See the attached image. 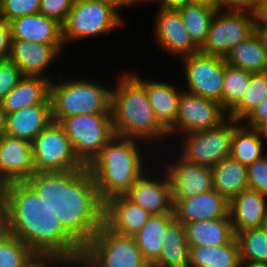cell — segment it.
Masks as SVG:
<instances>
[{
    "label": "cell",
    "mask_w": 267,
    "mask_h": 267,
    "mask_svg": "<svg viewBox=\"0 0 267 267\" xmlns=\"http://www.w3.org/2000/svg\"><path fill=\"white\" fill-rule=\"evenodd\" d=\"M124 18L112 5L100 0H75L62 24L65 46L88 37L110 34L112 30L124 27Z\"/></svg>",
    "instance_id": "6"
},
{
    "label": "cell",
    "mask_w": 267,
    "mask_h": 267,
    "mask_svg": "<svg viewBox=\"0 0 267 267\" xmlns=\"http://www.w3.org/2000/svg\"><path fill=\"white\" fill-rule=\"evenodd\" d=\"M159 8L167 10H178L181 7L193 4L194 0H158Z\"/></svg>",
    "instance_id": "47"
},
{
    "label": "cell",
    "mask_w": 267,
    "mask_h": 267,
    "mask_svg": "<svg viewBox=\"0 0 267 267\" xmlns=\"http://www.w3.org/2000/svg\"><path fill=\"white\" fill-rule=\"evenodd\" d=\"M264 141L259 129L234 120L229 156L248 167L266 155Z\"/></svg>",
    "instance_id": "28"
},
{
    "label": "cell",
    "mask_w": 267,
    "mask_h": 267,
    "mask_svg": "<svg viewBox=\"0 0 267 267\" xmlns=\"http://www.w3.org/2000/svg\"><path fill=\"white\" fill-rule=\"evenodd\" d=\"M250 72L225 62L222 88V107L229 113L241 100L248 88Z\"/></svg>",
    "instance_id": "36"
},
{
    "label": "cell",
    "mask_w": 267,
    "mask_h": 267,
    "mask_svg": "<svg viewBox=\"0 0 267 267\" xmlns=\"http://www.w3.org/2000/svg\"><path fill=\"white\" fill-rule=\"evenodd\" d=\"M186 92L217 101L222 106L225 59L201 52L181 58Z\"/></svg>",
    "instance_id": "12"
},
{
    "label": "cell",
    "mask_w": 267,
    "mask_h": 267,
    "mask_svg": "<svg viewBox=\"0 0 267 267\" xmlns=\"http://www.w3.org/2000/svg\"><path fill=\"white\" fill-rule=\"evenodd\" d=\"M255 23H267V0H261Z\"/></svg>",
    "instance_id": "50"
},
{
    "label": "cell",
    "mask_w": 267,
    "mask_h": 267,
    "mask_svg": "<svg viewBox=\"0 0 267 267\" xmlns=\"http://www.w3.org/2000/svg\"><path fill=\"white\" fill-rule=\"evenodd\" d=\"M5 184L2 182V180L0 179V191H2L4 189Z\"/></svg>",
    "instance_id": "57"
},
{
    "label": "cell",
    "mask_w": 267,
    "mask_h": 267,
    "mask_svg": "<svg viewBox=\"0 0 267 267\" xmlns=\"http://www.w3.org/2000/svg\"><path fill=\"white\" fill-rule=\"evenodd\" d=\"M151 216L125 195L114 196L104 202L103 224L116 234L134 236Z\"/></svg>",
    "instance_id": "19"
},
{
    "label": "cell",
    "mask_w": 267,
    "mask_h": 267,
    "mask_svg": "<svg viewBox=\"0 0 267 267\" xmlns=\"http://www.w3.org/2000/svg\"><path fill=\"white\" fill-rule=\"evenodd\" d=\"M254 33L257 35L267 52V23H255Z\"/></svg>",
    "instance_id": "48"
},
{
    "label": "cell",
    "mask_w": 267,
    "mask_h": 267,
    "mask_svg": "<svg viewBox=\"0 0 267 267\" xmlns=\"http://www.w3.org/2000/svg\"><path fill=\"white\" fill-rule=\"evenodd\" d=\"M229 217L234 234L267 224V196L245 189L229 202Z\"/></svg>",
    "instance_id": "22"
},
{
    "label": "cell",
    "mask_w": 267,
    "mask_h": 267,
    "mask_svg": "<svg viewBox=\"0 0 267 267\" xmlns=\"http://www.w3.org/2000/svg\"><path fill=\"white\" fill-rule=\"evenodd\" d=\"M25 182L44 199L82 248L103 225L104 202L88 167L69 172H35Z\"/></svg>",
    "instance_id": "1"
},
{
    "label": "cell",
    "mask_w": 267,
    "mask_h": 267,
    "mask_svg": "<svg viewBox=\"0 0 267 267\" xmlns=\"http://www.w3.org/2000/svg\"><path fill=\"white\" fill-rule=\"evenodd\" d=\"M227 118L228 113L219 102L183 90L178 101L175 134L208 130Z\"/></svg>",
    "instance_id": "13"
},
{
    "label": "cell",
    "mask_w": 267,
    "mask_h": 267,
    "mask_svg": "<svg viewBox=\"0 0 267 267\" xmlns=\"http://www.w3.org/2000/svg\"><path fill=\"white\" fill-rule=\"evenodd\" d=\"M111 92V87L88 79L51 81L52 120L59 123L71 115L111 113Z\"/></svg>",
    "instance_id": "5"
},
{
    "label": "cell",
    "mask_w": 267,
    "mask_h": 267,
    "mask_svg": "<svg viewBox=\"0 0 267 267\" xmlns=\"http://www.w3.org/2000/svg\"><path fill=\"white\" fill-rule=\"evenodd\" d=\"M248 188L267 196V154L247 167Z\"/></svg>",
    "instance_id": "40"
},
{
    "label": "cell",
    "mask_w": 267,
    "mask_h": 267,
    "mask_svg": "<svg viewBox=\"0 0 267 267\" xmlns=\"http://www.w3.org/2000/svg\"><path fill=\"white\" fill-rule=\"evenodd\" d=\"M22 78L20 69L10 58L0 60V102Z\"/></svg>",
    "instance_id": "39"
},
{
    "label": "cell",
    "mask_w": 267,
    "mask_h": 267,
    "mask_svg": "<svg viewBox=\"0 0 267 267\" xmlns=\"http://www.w3.org/2000/svg\"><path fill=\"white\" fill-rule=\"evenodd\" d=\"M239 245L234 236L219 246L190 247L189 267H239Z\"/></svg>",
    "instance_id": "31"
},
{
    "label": "cell",
    "mask_w": 267,
    "mask_h": 267,
    "mask_svg": "<svg viewBox=\"0 0 267 267\" xmlns=\"http://www.w3.org/2000/svg\"><path fill=\"white\" fill-rule=\"evenodd\" d=\"M216 11L211 7L197 3L178 9L191 39L199 48L206 41L209 25Z\"/></svg>",
    "instance_id": "33"
},
{
    "label": "cell",
    "mask_w": 267,
    "mask_h": 267,
    "mask_svg": "<svg viewBox=\"0 0 267 267\" xmlns=\"http://www.w3.org/2000/svg\"><path fill=\"white\" fill-rule=\"evenodd\" d=\"M59 124L71 140L76 156L86 167L115 135L111 113L71 115Z\"/></svg>",
    "instance_id": "7"
},
{
    "label": "cell",
    "mask_w": 267,
    "mask_h": 267,
    "mask_svg": "<svg viewBox=\"0 0 267 267\" xmlns=\"http://www.w3.org/2000/svg\"><path fill=\"white\" fill-rule=\"evenodd\" d=\"M41 0H0V18L9 23L15 18L39 12Z\"/></svg>",
    "instance_id": "38"
},
{
    "label": "cell",
    "mask_w": 267,
    "mask_h": 267,
    "mask_svg": "<svg viewBox=\"0 0 267 267\" xmlns=\"http://www.w3.org/2000/svg\"><path fill=\"white\" fill-rule=\"evenodd\" d=\"M142 146L138 139L114 135L88 166L103 202L124 195L149 170Z\"/></svg>",
    "instance_id": "4"
},
{
    "label": "cell",
    "mask_w": 267,
    "mask_h": 267,
    "mask_svg": "<svg viewBox=\"0 0 267 267\" xmlns=\"http://www.w3.org/2000/svg\"><path fill=\"white\" fill-rule=\"evenodd\" d=\"M75 0H41L39 12L63 24Z\"/></svg>",
    "instance_id": "41"
},
{
    "label": "cell",
    "mask_w": 267,
    "mask_h": 267,
    "mask_svg": "<svg viewBox=\"0 0 267 267\" xmlns=\"http://www.w3.org/2000/svg\"><path fill=\"white\" fill-rule=\"evenodd\" d=\"M51 81L44 77L23 76L18 84L3 99L6 113H13L27 106L51 104Z\"/></svg>",
    "instance_id": "25"
},
{
    "label": "cell",
    "mask_w": 267,
    "mask_h": 267,
    "mask_svg": "<svg viewBox=\"0 0 267 267\" xmlns=\"http://www.w3.org/2000/svg\"><path fill=\"white\" fill-rule=\"evenodd\" d=\"M131 74L146 88L158 122L168 131L169 137L174 136L178 101L182 90H178L173 83L141 79L136 73L131 72Z\"/></svg>",
    "instance_id": "21"
},
{
    "label": "cell",
    "mask_w": 267,
    "mask_h": 267,
    "mask_svg": "<svg viewBox=\"0 0 267 267\" xmlns=\"http://www.w3.org/2000/svg\"><path fill=\"white\" fill-rule=\"evenodd\" d=\"M150 170L153 169L146 170L124 195L151 215L174 213L171 183L167 172L161 168L157 170H163L161 175L159 173L156 177Z\"/></svg>",
    "instance_id": "14"
},
{
    "label": "cell",
    "mask_w": 267,
    "mask_h": 267,
    "mask_svg": "<svg viewBox=\"0 0 267 267\" xmlns=\"http://www.w3.org/2000/svg\"><path fill=\"white\" fill-rule=\"evenodd\" d=\"M64 46L65 44H41L25 40H11L9 58L20 69L23 76L44 77L53 81L44 74L51 63L59 55H62Z\"/></svg>",
    "instance_id": "17"
},
{
    "label": "cell",
    "mask_w": 267,
    "mask_h": 267,
    "mask_svg": "<svg viewBox=\"0 0 267 267\" xmlns=\"http://www.w3.org/2000/svg\"><path fill=\"white\" fill-rule=\"evenodd\" d=\"M7 113L0 102V137L6 132Z\"/></svg>",
    "instance_id": "52"
},
{
    "label": "cell",
    "mask_w": 267,
    "mask_h": 267,
    "mask_svg": "<svg viewBox=\"0 0 267 267\" xmlns=\"http://www.w3.org/2000/svg\"><path fill=\"white\" fill-rule=\"evenodd\" d=\"M261 0H220L219 10L257 15Z\"/></svg>",
    "instance_id": "42"
},
{
    "label": "cell",
    "mask_w": 267,
    "mask_h": 267,
    "mask_svg": "<svg viewBox=\"0 0 267 267\" xmlns=\"http://www.w3.org/2000/svg\"><path fill=\"white\" fill-rule=\"evenodd\" d=\"M175 158L163 166L170 179L172 199H188L212 189V168L189 163L179 155Z\"/></svg>",
    "instance_id": "16"
},
{
    "label": "cell",
    "mask_w": 267,
    "mask_h": 267,
    "mask_svg": "<svg viewBox=\"0 0 267 267\" xmlns=\"http://www.w3.org/2000/svg\"><path fill=\"white\" fill-rule=\"evenodd\" d=\"M175 218L183 225L229 217V202L215 189L188 199H172Z\"/></svg>",
    "instance_id": "20"
},
{
    "label": "cell",
    "mask_w": 267,
    "mask_h": 267,
    "mask_svg": "<svg viewBox=\"0 0 267 267\" xmlns=\"http://www.w3.org/2000/svg\"><path fill=\"white\" fill-rule=\"evenodd\" d=\"M36 172L31 143L7 134L0 137V179L24 182Z\"/></svg>",
    "instance_id": "18"
},
{
    "label": "cell",
    "mask_w": 267,
    "mask_h": 267,
    "mask_svg": "<svg viewBox=\"0 0 267 267\" xmlns=\"http://www.w3.org/2000/svg\"><path fill=\"white\" fill-rule=\"evenodd\" d=\"M154 17V39L167 54L182 58L200 52V48L191 39L178 10L158 7Z\"/></svg>",
    "instance_id": "15"
},
{
    "label": "cell",
    "mask_w": 267,
    "mask_h": 267,
    "mask_svg": "<svg viewBox=\"0 0 267 267\" xmlns=\"http://www.w3.org/2000/svg\"><path fill=\"white\" fill-rule=\"evenodd\" d=\"M194 3L202 4L215 10H219L220 0H194Z\"/></svg>",
    "instance_id": "53"
},
{
    "label": "cell",
    "mask_w": 267,
    "mask_h": 267,
    "mask_svg": "<svg viewBox=\"0 0 267 267\" xmlns=\"http://www.w3.org/2000/svg\"><path fill=\"white\" fill-rule=\"evenodd\" d=\"M35 254L19 238L8 233L0 238V267H23Z\"/></svg>",
    "instance_id": "37"
},
{
    "label": "cell",
    "mask_w": 267,
    "mask_h": 267,
    "mask_svg": "<svg viewBox=\"0 0 267 267\" xmlns=\"http://www.w3.org/2000/svg\"><path fill=\"white\" fill-rule=\"evenodd\" d=\"M111 92V117L115 135L135 138L144 144L168 138L158 122L146 88L129 72L121 74ZM115 89V90H114ZM156 141V142H155Z\"/></svg>",
    "instance_id": "3"
},
{
    "label": "cell",
    "mask_w": 267,
    "mask_h": 267,
    "mask_svg": "<svg viewBox=\"0 0 267 267\" xmlns=\"http://www.w3.org/2000/svg\"><path fill=\"white\" fill-rule=\"evenodd\" d=\"M255 21L256 16L250 13L217 10L200 52L225 58L233 47L254 33Z\"/></svg>",
    "instance_id": "11"
},
{
    "label": "cell",
    "mask_w": 267,
    "mask_h": 267,
    "mask_svg": "<svg viewBox=\"0 0 267 267\" xmlns=\"http://www.w3.org/2000/svg\"><path fill=\"white\" fill-rule=\"evenodd\" d=\"M142 1H143V2H144V1H145V2H146V1H153V2H154V1H158V0H135V4H136V5H137V4H140V2H142Z\"/></svg>",
    "instance_id": "56"
},
{
    "label": "cell",
    "mask_w": 267,
    "mask_h": 267,
    "mask_svg": "<svg viewBox=\"0 0 267 267\" xmlns=\"http://www.w3.org/2000/svg\"><path fill=\"white\" fill-rule=\"evenodd\" d=\"M69 267L63 259L50 254H35L23 267Z\"/></svg>",
    "instance_id": "43"
},
{
    "label": "cell",
    "mask_w": 267,
    "mask_h": 267,
    "mask_svg": "<svg viewBox=\"0 0 267 267\" xmlns=\"http://www.w3.org/2000/svg\"><path fill=\"white\" fill-rule=\"evenodd\" d=\"M266 122H267V96L251 112V114L243 121V123L248 127L259 129Z\"/></svg>",
    "instance_id": "44"
},
{
    "label": "cell",
    "mask_w": 267,
    "mask_h": 267,
    "mask_svg": "<svg viewBox=\"0 0 267 267\" xmlns=\"http://www.w3.org/2000/svg\"><path fill=\"white\" fill-rule=\"evenodd\" d=\"M7 234V203L4 191H0V238Z\"/></svg>",
    "instance_id": "46"
},
{
    "label": "cell",
    "mask_w": 267,
    "mask_h": 267,
    "mask_svg": "<svg viewBox=\"0 0 267 267\" xmlns=\"http://www.w3.org/2000/svg\"><path fill=\"white\" fill-rule=\"evenodd\" d=\"M100 1H103L105 3L112 5L119 12L124 7H127V6L132 7V6L136 5L135 0H100Z\"/></svg>",
    "instance_id": "49"
},
{
    "label": "cell",
    "mask_w": 267,
    "mask_h": 267,
    "mask_svg": "<svg viewBox=\"0 0 267 267\" xmlns=\"http://www.w3.org/2000/svg\"><path fill=\"white\" fill-rule=\"evenodd\" d=\"M11 40H25L41 44H64L62 24L38 12L9 22Z\"/></svg>",
    "instance_id": "23"
},
{
    "label": "cell",
    "mask_w": 267,
    "mask_h": 267,
    "mask_svg": "<svg viewBox=\"0 0 267 267\" xmlns=\"http://www.w3.org/2000/svg\"><path fill=\"white\" fill-rule=\"evenodd\" d=\"M240 102L228 117L243 122L267 96V72L250 73L249 84Z\"/></svg>",
    "instance_id": "34"
},
{
    "label": "cell",
    "mask_w": 267,
    "mask_h": 267,
    "mask_svg": "<svg viewBox=\"0 0 267 267\" xmlns=\"http://www.w3.org/2000/svg\"><path fill=\"white\" fill-rule=\"evenodd\" d=\"M189 254L185 226L175 218L167 226L163 248L151 267H189Z\"/></svg>",
    "instance_id": "30"
},
{
    "label": "cell",
    "mask_w": 267,
    "mask_h": 267,
    "mask_svg": "<svg viewBox=\"0 0 267 267\" xmlns=\"http://www.w3.org/2000/svg\"><path fill=\"white\" fill-rule=\"evenodd\" d=\"M174 219V213L152 215L140 231L133 236L137 247L150 266L159 258L166 239L167 226Z\"/></svg>",
    "instance_id": "29"
},
{
    "label": "cell",
    "mask_w": 267,
    "mask_h": 267,
    "mask_svg": "<svg viewBox=\"0 0 267 267\" xmlns=\"http://www.w3.org/2000/svg\"><path fill=\"white\" fill-rule=\"evenodd\" d=\"M224 59L250 73L267 71V52L255 33L233 47Z\"/></svg>",
    "instance_id": "32"
},
{
    "label": "cell",
    "mask_w": 267,
    "mask_h": 267,
    "mask_svg": "<svg viewBox=\"0 0 267 267\" xmlns=\"http://www.w3.org/2000/svg\"><path fill=\"white\" fill-rule=\"evenodd\" d=\"M239 267H267V263L240 260Z\"/></svg>",
    "instance_id": "54"
},
{
    "label": "cell",
    "mask_w": 267,
    "mask_h": 267,
    "mask_svg": "<svg viewBox=\"0 0 267 267\" xmlns=\"http://www.w3.org/2000/svg\"><path fill=\"white\" fill-rule=\"evenodd\" d=\"M262 137L265 139V142H267V122L265 124H263L260 128H259Z\"/></svg>",
    "instance_id": "55"
},
{
    "label": "cell",
    "mask_w": 267,
    "mask_h": 267,
    "mask_svg": "<svg viewBox=\"0 0 267 267\" xmlns=\"http://www.w3.org/2000/svg\"><path fill=\"white\" fill-rule=\"evenodd\" d=\"M212 189L228 202L248 189L247 167L230 156L212 167Z\"/></svg>",
    "instance_id": "26"
},
{
    "label": "cell",
    "mask_w": 267,
    "mask_h": 267,
    "mask_svg": "<svg viewBox=\"0 0 267 267\" xmlns=\"http://www.w3.org/2000/svg\"><path fill=\"white\" fill-rule=\"evenodd\" d=\"M240 260L267 263V225L248 228L235 235Z\"/></svg>",
    "instance_id": "35"
},
{
    "label": "cell",
    "mask_w": 267,
    "mask_h": 267,
    "mask_svg": "<svg viewBox=\"0 0 267 267\" xmlns=\"http://www.w3.org/2000/svg\"><path fill=\"white\" fill-rule=\"evenodd\" d=\"M36 172H69L86 166L76 156L63 127L52 121L31 142Z\"/></svg>",
    "instance_id": "8"
},
{
    "label": "cell",
    "mask_w": 267,
    "mask_h": 267,
    "mask_svg": "<svg viewBox=\"0 0 267 267\" xmlns=\"http://www.w3.org/2000/svg\"><path fill=\"white\" fill-rule=\"evenodd\" d=\"M52 121L51 104L27 106L7 114L5 134L31 143Z\"/></svg>",
    "instance_id": "24"
},
{
    "label": "cell",
    "mask_w": 267,
    "mask_h": 267,
    "mask_svg": "<svg viewBox=\"0 0 267 267\" xmlns=\"http://www.w3.org/2000/svg\"><path fill=\"white\" fill-rule=\"evenodd\" d=\"M234 119L227 118L217 127L182 135L178 155L189 163L212 168L229 157Z\"/></svg>",
    "instance_id": "9"
},
{
    "label": "cell",
    "mask_w": 267,
    "mask_h": 267,
    "mask_svg": "<svg viewBox=\"0 0 267 267\" xmlns=\"http://www.w3.org/2000/svg\"><path fill=\"white\" fill-rule=\"evenodd\" d=\"M83 253L97 267H151L133 236L116 234L104 224L83 248Z\"/></svg>",
    "instance_id": "10"
},
{
    "label": "cell",
    "mask_w": 267,
    "mask_h": 267,
    "mask_svg": "<svg viewBox=\"0 0 267 267\" xmlns=\"http://www.w3.org/2000/svg\"><path fill=\"white\" fill-rule=\"evenodd\" d=\"M11 52V30L10 25L0 18V60L10 57Z\"/></svg>",
    "instance_id": "45"
},
{
    "label": "cell",
    "mask_w": 267,
    "mask_h": 267,
    "mask_svg": "<svg viewBox=\"0 0 267 267\" xmlns=\"http://www.w3.org/2000/svg\"><path fill=\"white\" fill-rule=\"evenodd\" d=\"M184 226L189 247L224 245L235 236L230 218L195 221Z\"/></svg>",
    "instance_id": "27"
},
{
    "label": "cell",
    "mask_w": 267,
    "mask_h": 267,
    "mask_svg": "<svg viewBox=\"0 0 267 267\" xmlns=\"http://www.w3.org/2000/svg\"><path fill=\"white\" fill-rule=\"evenodd\" d=\"M97 267L84 253H82L71 267Z\"/></svg>",
    "instance_id": "51"
},
{
    "label": "cell",
    "mask_w": 267,
    "mask_h": 267,
    "mask_svg": "<svg viewBox=\"0 0 267 267\" xmlns=\"http://www.w3.org/2000/svg\"><path fill=\"white\" fill-rule=\"evenodd\" d=\"M3 191L8 234L22 240L36 254L54 255L70 265L83 253L44 199L25 181L6 183Z\"/></svg>",
    "instance_id": "2"
}]
</instances>
